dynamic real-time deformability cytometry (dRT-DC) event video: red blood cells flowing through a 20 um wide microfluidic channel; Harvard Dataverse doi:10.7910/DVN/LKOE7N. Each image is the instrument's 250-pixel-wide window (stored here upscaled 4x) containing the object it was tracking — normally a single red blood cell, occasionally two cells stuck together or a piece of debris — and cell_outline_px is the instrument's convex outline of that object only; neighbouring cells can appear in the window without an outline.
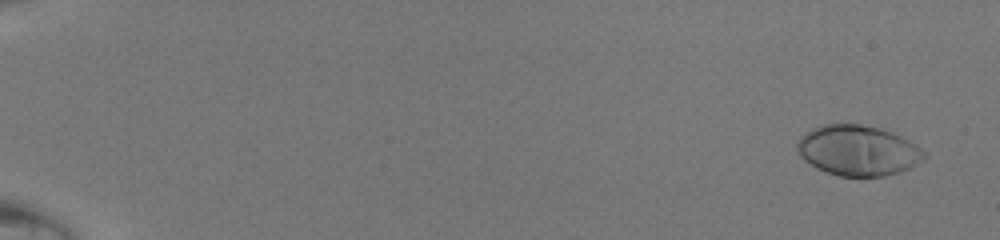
{"species": "human", "species_latin": "Homo sapiens", "temperature_condition": "room temperature", "stored_images_in_passage": 49, "camera_frame_rate_fps": 3000, "um_per_image_px": 0.085, "donor": {"sex": "male"}, "frame": {"image": 1, "passage_image": 3, "time_ms": 0.667, "image_size_px": [1000, 240], "cell_outline_px": [[928, 156], [924, 160], [908, 168], [884, 176], [840, 176], [816, 168], [804, 160], [800, 156], [796, 148], [796, 144], [800, 136], [804, 132], [820, 124], [860, 124], [880, 128], [892, 132], [916, 144]], "centroid_in_image_um": [72.89, 12.77], "position_along_channel_um": 12.1, "area_um2": 37.34}}
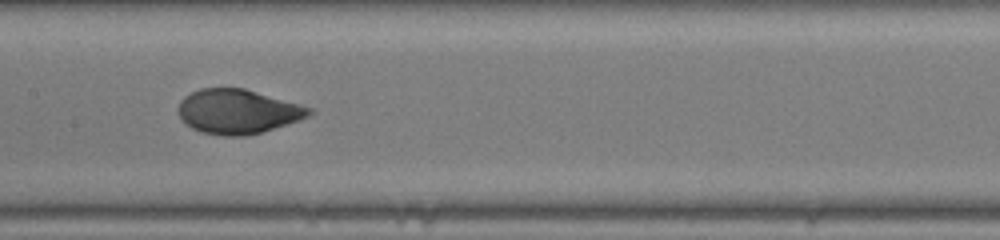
{"frame": {"image": 2, "passage_image": 28, "time_ms": 9.0, "image_size_px": [1000, 240], "cell_outline_px": [[312, 112], [308, 116], [300, 120], [260, 132], [244, 136], [224, 136], [200, 132], [192, 128], [180, 120], [176, 108], [180, 100], [184, 96], [200, 88], [244, 88], [300, 104], [312, 108]], "centroid_in_image_um": [20.15, 9.48], "position_along_channel_um": 187.2, "area_um2": 33.99}}
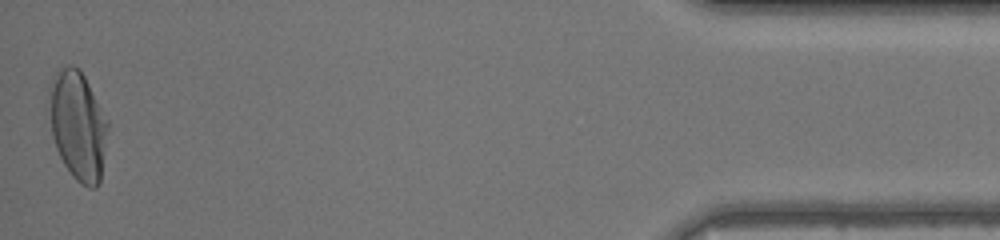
{"frame": {"image": 3, "passage_image": 49, "time_ms": 16.0, "image_size_px": [1000, 240], "cell_outline_px": [[108, 128], [100, 180], [96, 188], [88, 188], [80, 184], [72, 176], [64, 164], [56, 148], [52, 136], [44, 104], [48, 88], [56, 72], [60, 68], [68, 64], [72, 64], [80, 68], [108, 120]], "centroid_in_image_um": [6.55, 10.61], "position_along_channel_um": 428.6, "area_um2": 38.21}}